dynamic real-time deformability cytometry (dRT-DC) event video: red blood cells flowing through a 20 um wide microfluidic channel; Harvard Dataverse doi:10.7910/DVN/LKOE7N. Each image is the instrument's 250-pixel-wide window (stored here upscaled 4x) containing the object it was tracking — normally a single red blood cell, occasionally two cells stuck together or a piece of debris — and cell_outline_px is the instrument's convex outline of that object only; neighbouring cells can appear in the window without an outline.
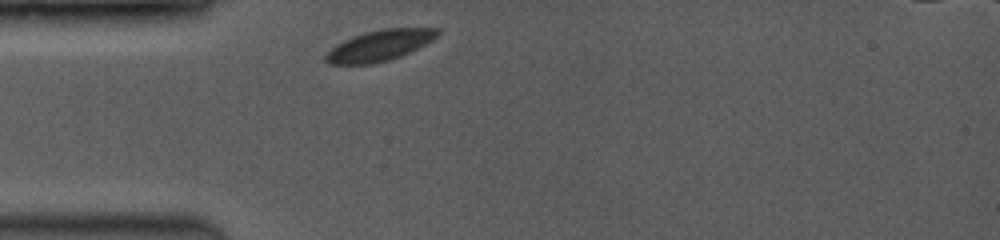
{"species": "common noctule bat (a hibernating species)", "species_latin": "Nyctalus noctula", "temperature_condition": "room temperature", "stored_images_in_passage": 35, "camera_frame_rate_fps": 3500, "um_per_image_px": 0.085, "animal": {"sex": "female", "body_mass_g": 19.0, "forearm_length_mm": 53.3}, "frame": {"image": 1, "passage_image": 1, "time_ms": 0.0, "image_size_px": [1000, 240], "cell_outline_px": [[440, 36], [400, 56], [388, 60], [372, 64], [328, 64], [324, 60], [324, 56], [336, 44], [352, 36], [364, 32], [380, 28], [440, 28]], "centroid_in_image_um": [32.26, 3.85], "position_along_channel_um": 52.7, "area_um2": 20.11}}
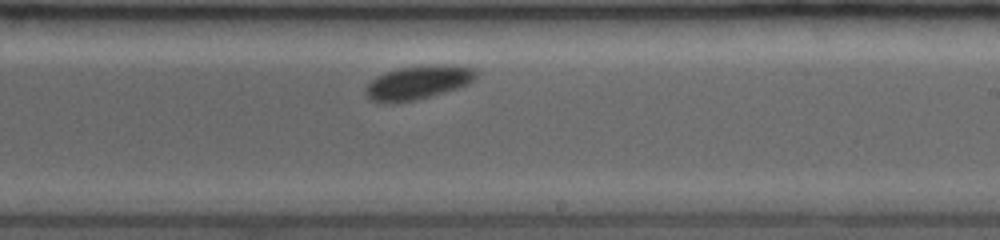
{"frame": {"image": 2, "passage_image": 20, "time_ms": 5.429, "image_size_px": [1000, 240], "cell_outline_px": [[480, 72], [468, 84], [444, 92], [416, 100], [396, 104], [388, 104], [368, 100], [364, 92], [368, 84], [376, 76], [400, 68], [432, 64], [444, 64], [476, 68]], "centroid_in_image_um": [35.52, 7.03], "position_along_channel_um": 253.5, "area_um2": 21.96}}
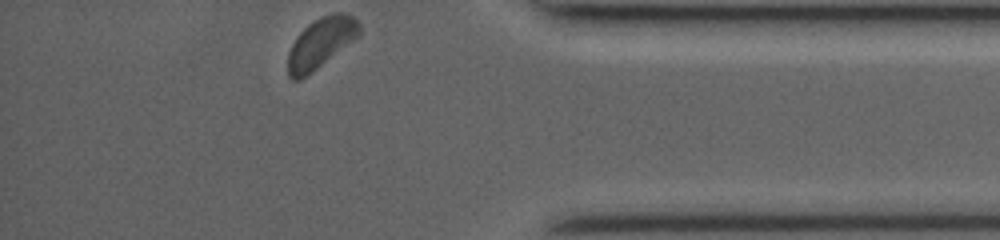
{"frame": {"image": 3, "passage_image": 35, "time_ms": 9.714, "image_size_px": [1000, 240], "cell_outline_px": [[360, 36], [312, 72], [300, 80], [292, 80], [288, 76], [288, 52], [296, 36], [308, 24], [320, 16], [332, 12], [344, 12], [352, 16], [360, 24]], "centroid_in_image_um": [27.27, 3.63], "position_along_channel_um": 407.9, "area_um2": 21.1}}